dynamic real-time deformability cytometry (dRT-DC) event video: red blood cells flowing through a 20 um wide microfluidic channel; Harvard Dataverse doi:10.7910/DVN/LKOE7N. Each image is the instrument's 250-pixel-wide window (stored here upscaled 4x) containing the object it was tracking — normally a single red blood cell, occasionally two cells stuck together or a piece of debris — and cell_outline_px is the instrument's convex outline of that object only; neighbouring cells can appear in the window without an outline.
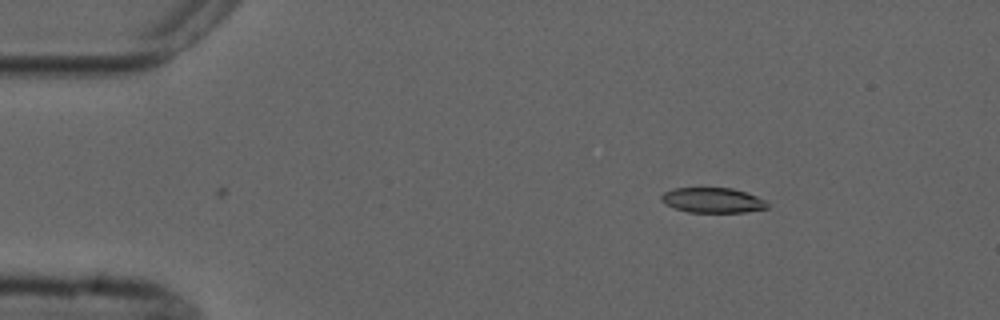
{"species": "common noctule bat (a hibernating species)", "species_latin": "Nyctalus noctula", "temperature_condition": "cold", "stored_images_in_passage": 4, "camera_frame_rate_fps": 3000, "um_per_image_px": 0.085, "animal": {"sex": "male", "forearm_length_mm": 52.5}, "frame": {"image": 1, "passage_image": 4, "time_ms": 3.667, "image_size_px": [1000, 320], "cell_outline_px": [[768, 208], [748, 212], [688, 212], [676, 208], [660, 200], [660, 196], [664, 192], [676, 188], [732, 188], [756, 196], [764, 200], [768, 204]], "centroid_in_image_um": [60.59, 17.02], "position_along_channel_um": 24.4, "area_um2": 15.32}}